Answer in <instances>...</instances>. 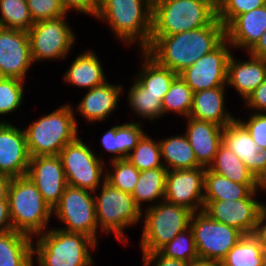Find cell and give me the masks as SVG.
Segmentation results:
<instances>
[{"instance_id": "1", "label": "cell", "mask_w": 266, "mask_h": 266, "mask_svg": "<svg viewBox=\"0 0 266 266\" xmlns=\"http://www.w3.org/2000/svg\"><path fill=\"white\" fill-rule=\"evenodd\" d=\"M225 26L216 19L211 25L166 36H150L144 50L160 66L179 74L224 39Z\"/></svg>"}, {"instance_id": "2", "label": "cell", "mask_w": 266, "mask_h": 266, "mask_svg": "<svg viewBox=\"0 0 266 266\" xmlns=\"http://www.w3.org/2000/svg\"><path fill=\"white\" fill-rule=\"evenodd\" d=\"M152 14L142 0H100L96 18L105 21L114 35L130 46L135 43L144 51L150 42Z\"/></svg>"}, {"instance_id": "3", "label": "cell", "mask_w": 266, "mask_h": 266, "mask_svg": "<svg viewBox=\"0 0 266 266\" xmlns=\"http://www.w3.org/2000/svg\"><path fill=\"white\" fill-rule=\"evenodd\" d=\"M37 237L36 246L33 244V257L37 255L39 266H91L93 264L90 249L96 248L97 242L89 236L53 227L38 234Z\"/></svg>"}, {"instance_id": "4", "label": "cell", "mask_w": 266, "mask_h": 266, "mask_svg": "<svg viewBox=\"0 0 266 266\" xmlns=\"http://www.w3.org/2000/svg\"><path fill=\"white\" fill-rule=\"evenodd\" d=\"M7 199L14 231L36 237L49 229L53 210L27 176L12 178Z\"/></svg>"}, {"instance_id": "5", "label": "cell", "mask_w": 266, "mask_h": 266, "mask_svg": "<svg viewBox=\"0 0 266 266\" xmlns=\"http://www.w3.org/2000/svg\"><path fill=\"white\" fill-rule=\"evenodd\" d=\"M72 108L65 104L27 126L24 133L30 157L59 155L64 146L78 138Z\"/></svg>"}, {"instance_id": "6", "label": "cell", "mask_w": 266, "mask_h": 266, "mask_svg": "<svg viewBox=\"0 0 266 266\" xmlns=\"http://www.w3.org/2000/svg\"><path fill=\"white\" fill-rule=\"evenodd\" d=\"M217 8L207 0H162L153 9L151 36H166L211 25Z\"/></svg>"}, {"instance_id": "7", "label": "cell", "mask_w": 266, "mask_h": 266, "mask_svg": "<svg viewBox=\"0 0 266 266\" xmlns=\"http://www.w3.org/2000/svg\"><path fill=\"white\" fill-rule=\"evenodd\" d=\"M100 187V195L97 193L94 196L98 228L107 234L114 232L120 242L126 243L129 239L124 237V229L140 222L143 212L130 193L113 187L106 180Z\"/></svg>"}, {"instance_id": "8", "label": "cell", "mask_w": 266, "mask_h": 266, "mask_svg": "<svg viewBox=\"0 0 266 266\" xmlns=\"http://www.w3.org/2000/svg\"><path fill=\"white\" fill-rule=\"evenodd\" d=\"M146 210V211H145ZM141 237L142 253L158 251L178 233L190 227L193 212L185 207L158 201L145 209Z\"/></svg>"}, {"instance_id": "9", "label": "cell", "mask_w": 266, "mask_h": 266, "mask_svg": "<svg viewBox=\"0 0 266 266\" xmlns=\"http://www.w3.org/2000/svg\"><path fill=\"white\" fill-rule=\"evenodd\" d=\"M59 156L67 184L92 191L94 195L95 191L99 189L98 186H101L100 184L105 180L106 171L103 170V167L106 165L102 164V157H97L93 150L79 137L64 146Z\"/></svg>"}, {"instance_id": "10", "label": "cell", "mask_w": 266, "mask_h": 266, "mask_svg": "<svg viewBox=\"0 0 266 266\" xmlns=\"http://www.w3.org/2000/svg\"><path fill=\"white\" fill-rule=\"evenodd\" d=\"M92 193L94 192L67 185L59 203L53 208V215L65 224V227L59 229L84 234L97 242L98 224Z\"/></svg>"}, {"instance_id": "11", "label": "cell", "mask_w": 266, "mask_h": 266, "mask_svg": "<svg viewBox=\"0 0 266 266\" xmlns=\"http://www.w3.org/2000/svg\"><path fill=\"white\" fill-rule=\"evenodd\" d=\"M193 232L199 259L221 262L243 237L237 229L212 219L203 210L192 214Z\"/></svg>"}, {"instance_id": "12", "label": "cell", "mask_w": 266, "mask_h": 266, "mask_svg": "<svg viewBox=\"0 0 266 266\" xmlns=\"http://www.w3.org/2000/svg\"><path fill=\"white\" fill-rule=\"evenodd\" d=\"M67 15L35 22L28 31L32 62L64 59L75 43Z\"/></svg>"}, {"instance_id": "13", "label": "cell", "mask_w": 266, "mask_h": 266, "mask_svg": "<svg viewBox=\"0 0 266 266\" xmlns=\"http://www.w3.org/2000/svg\"><path fill=\"white\" fill-rule=\"evenodd\" d=\"M232 48L225 38L215 49L203 55L178 75L192 89L193 93L218 86H226L227 65Z\"/></svg>"}, {"instance_id": "14", "label": "cell", "mask_w": 266, "mask_h": 266, "mask_svg": "<svg viewBox=\"0 0 266 266\" xmlns=\"http://www.w3.org/2000/svg\"><path fill=\"white\" fill-rule=\"evenodd\" d=\"M204 176V167L167 170L164 201L185 207L193 213L202 211Z\"/></svg>"}, {"instance_id": "15", "label": "cell", "mask_w": 266, "mask_h": 266, "mask_svg": "<svg viewBox=\"0 0 266 266\" xmlns=\"http://www.w3.org/2000/svg\"><path fill=\"white\" fill-rule=\"evenodd\" d=\"M257 192L252 191L240 200L204 201L203 211L215 221L233 227L243 235H251L262 205L261 201L255 199Z\"/></svg>"}, {"instance_id": "16", "label": "cell", "mask_w": 266, "mask_h": 266, "mask_svg": "<svg viewBox=\"0 0 266 266\" xmlns=\"http://www.w3.org/2000/svg\"><path fill=\"white\" fill-rule=\"evenodd\" d=\"M32 64L28 32L0 26V77L24 81Z\"/></svg>"}, {"instance_id": "17", "label": "cell", "mask_w": 266, "mask_h": 266, "mask_svg": "<svg viewBox=\"0 0 266 266\" xmlns=\"http://www.w3.org/2000/svg\"><path fill=\"white\" fill-rule=\"evenodd\" d=\"M26 176L36 185L44 201L53 210L68 185L60 156L31 157Z\"/></svg>"}, {"instance_id": "18", "label": "cell", "mask_w": 266, "mask_h": 266, "mask_svg": "<svg viewBox=\"0 0 266 266\" xmlns=\"http://www.w3.org/2000/svg\"><path fill=\"white\" fill-rule=\"evenodd\" d=\"M30 158L24 130L0 120V173L11 178L26 176Z\"/></svg>"}, {"instance_id": "19", "label": "cell", "mask_w": 266, "mask_h": 266, "mask_svg": "<svg viewBox=\"0 0 266 266\" xmlns=\"http://www.w3.org/2000/svg\"><path fill=\"white\" fill-rule=\"evenodd\" d=\"M223 143L245 163L254 177L266 186V149H259L248 131L237 120L224 127Z\"/></svg>"}, {"instance_id": "20", "label": "cell", "mask_w": 266, "mask_h": 266, "mask_svg": "<svg viewBox=\"0 0 266 266\" xmlns=\"http://www.w3.org/2000/svg\"><path fill=\"white\" fill-rule=\"evenodd\" d=\"M187 119L185 135L193 148L198 164L208 168L213 163L219 146L223 143L224 128L192 117Z\"/></svg>"}, {"instance_id": "21", "label": "cell", "mask_w": 266, "mask_h": 266, "mask_svg": "<svg viewBox=\"0 0 266 266\" xmlns=\"http://www.w3.org/2000/svg\"><path fill=\"white\" fill-rule=\"evenodd\" d=\"M266 31V4L236 16L226 27L225 35L233 48L246 49L256 45Z\"/></svg>"}, {"instance_id": "22", "label": "cell", "mask_w": 266, "mask_h": 266, "mask_svg": "<svg viewBox=\"0 0 266 266\" xmlns=\"http://www.w3.org/2000/svg\"><path fill=\"white\" fill-rule=\"evenodd\" d=\"M248 56L250 60L242 62L231 54L227 65L226 85L234 88L243 100L266 78V59Z\"/></svg>"}, {"instance_id": "23", "label": "cell", "mask_w": 266, "mask_h": 266, "mask_svg": "<svg viewBox=\"0 0 266 266\" xmlns=\"http://www.w3.org/2000/svg\"><path fill=\"white\" fill-rule=\"evenodd\" d=\"M122 88V85H112L105 81L88 90L76 107L77 112L79 111L88 122L106 120L108 115H111L117 108Z\"/></svg>"}, {"instance_id": "24", "label": "cell", "mask_w": 266, "mask_h": 266, "mask_svg": "<svg viewBox=\"0 0 266 266\" xmlns=\"http://www.w3.org/2000/svg\"><path fill=\"white\" fill-rule=\"evenodd\" d=\"M225 86H218L213 89H205L193 93V106L189 117L212 122L221 127L236 120L227 112L225 102Z\"/></svg>"}, {"instance_id": "25", "label": "cell", "mask_w": 266, "mask_h": 266, "mask_svg": "<svg viewBox=\"0 0 266 266\" xmlns=\"http://www.w3.org/2000/svg\"><path fill=\"white\" fill-rule=\"evenodd\" d=\"M208 168L233 182L246 184L252 191H258L259 188L266 191V186L254 177L245 163L224 143L219 146L214 161Z\"/></svg>"}, {"instance_id": "26", "label": "cell", "mask_w": 266, "mask_h": 266, "mask_svg": "<svg viewBox=\"0 0 266 266\" xmlns=\"http://www.w3.org/2000/svg\"><path fill=\"white\" fill-rule=\"evenodd\" d=\"M64 81L69 85L92 89L107 81L101 62L93 50H86L72 61L65 72Z\"/></svg>"}, {"instance_id": "27", "label": "cell", "mask_w": 266, "mask_h": 266, "mask_svg": "<svg viewBox=\"0 0 266 266\" xmlns=\"http://www.w3.org/2000/svg\"><path fill=\"white\" fill-rule=\"evenodd\" d=\"M32 240L14 230L0 233V266H34Z\"/></svg>"}, {"instance_id": "28", "label": "cell", "mask_w": 266, "mask_h": 266, "mask_svg": "<svg viewBox=\"0 0 266 266\" xmlns=\"http://www.w3.org/2000/svg\"><path fill=\"white\" fill-rule=\"evenodd\" d=\"M163 165L167 170L194 169L198 164L193 148L185 134L160 140Z\"/></svg>"}, {"instance_id": "29", "label": "cell", "mask_w": 266, "mask_h": 266, "mask_svg": "<svg viewBox=\"0 0 266 266\" xmlns=\"http://www.w3.org/2000/svg\"><path fill=\"white\" fill-rule=\"evenodd\" d=\"M166 174L167 169L165 167L140 171L139 179L131 195L141 211H143L141 208L143 202H153V205H148L151 207L156 205L154 202L156 200L164 201Z\"/></svg>"}, {"instance_id": "30", "label": "cell", "mask_w": 266, "mask_h": 266, "mask_svg": "<svg viewBox=\"0 0 266 266\" xmlns=\"http://www.w3.org/2000/svg\"><path fill=\"white\" fill-rule=\"evenodd\" d=\"M252 190L246 184H240L205 168L204 201L245 199Z\"/></svg>"}, {"instance_id": "31", "label": "cell", "mask_w": 266, "mask_h": 266, "mask_svg": "<svg viewBox=\"0 0 266 266\" xmlns=\"http://www.w3.org/2000/svg\"><path fill=\"white\" fill-rule=\"evenodd\" d=\"M140 52H142L144 63L135 78L147 88V92L153 95H161L163 99L178 74L169 68L160 66L145 51L141 50Z\"/></svg>"}, {"instance_id": "32", "label": "cell", "mask_w": 266, "mask_h": 266, "mask_svg": "<svg viewBox=\"0 0 266 266\" xmlns=\"http://www.w3.org/2000/svg\"><path fill=\"white\" fill-rule=\"evenodd\" d=\"M265 254L266 251L252 234L243 235L220 264L222 266H263Z\"/></svg>"}, {"instance_id": "33", "label": "cell", "mask_w": 266, "mask_h": 266, "mask_svg": "<svg viewBox=\"0 0 266 266\" xmlns=\"http://www.w3.org/2000/svg\"><path fill=\"white\" fill-rule=\"evenodd\" d=\"M128 93V101L131 109L138 116L147 118L151 122L163 117L162 98L161 95H153L147 92L145 88L136 78Z\"/></svg>"}, {"instance_id": "34", "label": "cell", "mask_w": 266, "mask_h": 266, "mask_svg": "<svg viewBox=\"0 0 266 266\" xmlns=\"http://www.w3.org/2000/svg\"><path fill=\"white\" fill-rule=\"evenodd\" d=\"M193 106V91L178 75L162 100L163 116L168 112L189 117Z\"/></svg>"}, {"instance_id": "35", "label": "cell", "mask_w": 266, "mask_h": 266, "mask_svg": "<svg viewBox=\"0 0 266 266\" xmlns=\"http://www.w3.org/2000/svg\"><path fill=\"white\" fill-rule=\"evenodd\" d=\"M153 140L144 134L126 158L139 171L164 167L160 143Z\"/></svg>"}, {"instance_id": "36", "label": "cell", "mask_w": 266, "mask_h": 266, "mask_svg": "<svg viewBox=\"0 0 266 266\" xmlns=\"http://www.w3.org/2000/svg\"><path fill=\"white\" fill-rule=\"evenodd\" d=\"M0 26L29 31L34 25L26 0H0Z\"/></svg>"}, {"instance_id": "37", "label": "cell", "mask_w": 266, "mask_h": 266, "mask_svg": "<svg viewBox=\"0 0 266 266\" xmlns=\"http://www.w3.org/2000/svg\"><path fill=\"white\" fill-rule=\"evenodd\" d=\"M158 252L167 258L187 263L199 259L193 232L190 227L178 233L170 242L160 248Z\"/></svg>"}, {"instance_id": "38", "label": "cell", "mask_w": 266, "mask_h": 266, "mask_svg": "<svg viewBox=\"0 0 266 266\" xmlns=\"http://www.w3.org/2000/svg\"><path fill=\"white\" fill-rule=\"evenodd\" d=\"M112 172L105 174V180L113 187L127 193H132L139 179L140 171L127 159L111 161Z\"/></svg>"}, {"instance_id": "39", "label": "cell", "mask_w": 266, "mask_h": 266, "mask_svg": "<svg viewBox=\"0 0 266 266\" xmlns=\"http://www.w3.org/2000/svg\"><path fill=\"white\" fill-rule=\"evenodd\" d=\"M24 81L0 77V115H7L20 107L23 101Z\"/></svg>"}, {"instance_id": "40", "label": "cell", "mask_w": 266, "mask_h": 266, "mask_svg": "<svg viewBox=\"0 0 266 266\" xmlns=\"http://www.w3.org/2000/svg\"><path fill=\"white\" fill-rule=\"evenodd\" d=\"M265 4L266 0H223L217 8V19L226 27L236 16Z\"/></svg>"}, {"instance_id": "41", "label": "cell", "mask_w": 266, "mask_h": 266, "mask_svg": "<svg viewBox=\"0 0 266 266\" xmlns=\"http://www.w3.org/2000/svg\"><path fill=\"white\" fill-rule=\"evenodd\" d=\"M33 22L66 15L60 0H26Z\"/></svg>"}, {"instance_id": "42", "label": "cell", "mask_w": 266, "mask_h": 266, "mask_svg": "<svg viewBox=\"0 0 266 266\" xmlns=\"http://www.w3.org/2000/svg\"><path fill=\"white\" fill-rule=\"evenodd\" d=\"M141 123L129 122L119 125V141L121 147V159H126L129 153L139 143L142 136L145 134Z\"/></svg>"}, {"instance_id": "43", "label": "cell", "mask_w": 266, "mask_h": 266, "mask_svg": "<svg viewBox=\"0 0 266 266\" xmlns=\"http://www.w3.org/2000/svg\"><path fill=\"white\" fill-rule=\"evenodd\" d=\"M248 117V121L236 120L248 131L259 149H266V113L255 111Z\"/></svg>"}, {"instance_id": "44", "label": "cell", "mask_w": 266, "mask_h": 266, "mask_svg": "<svg viewBox=\"0 0 266 266\" xmlns=\"http://www.w3.org/2000/svg\"><path fill=\"white\" fill-rule=\"evenodd\" d=\"M66 13L71 9L87 15L95 16L99 10L100 0H60ZM68 11V12H67Z\"/></svg>"}, {"instance_id": "45", "label": "cell", "mask_w": 266, "mask_h": 266, "mask_svg": "<svg viewBox=\"0 0 266 266\" xmlns=\"http://www.w3.org/2000/svg\"><path fill=\"white\" fill-rule=\"evenodd\" d=\"M102 147L109 153H112L114 157L111 161L121 159V147L119 141V125H114L105 132L101 139Z\"/></svg>"}, {"instance_id": "46", "label": "cell", "mask_w": 266, "mask_h": 266, "mask_svg": "<svg viewBox=\"0 0 266 266\" xmlns=\"http://www.w3.org/2000/svg\"><path fill=\"white\" fill-rule=\"evenodd\" d=\"M246 106L250 109L266 113V78L265 80L247 97Z\"/></svg>"}, {"instance_id": "47", "label": "cell", "mask_w": 266, "mask_h": 266, "mask_svg": "<svg viewBox=\"0 0 266 266\" xmlns=\"http://www.w3.org/2000/svg\"><path fill=\"white\" fill-rule=\"evenodd\" d=\"M143 266H188L189 263L167 258L161 255L158 251L151 253H143ZM154 263V264H153Z\"/></svg>"}, {"instance_id": "48", "label": "cell", "mask_w": 266, "mask_h": 266, "mask_svg": "<svg viewBox=\"0 0 266 266\" xmlns=\"http://www.w3.org/2000/svg\"><path fill=\"white\" fill-rule=\"evenodd\" d=\"M258 241L259 244L266 251V204L262 203L258 218L255 226V230L252 234Z\"/></svg>"}, {"instance_id": "49", "label": "cell", "mask_w": 266, "mask_h": 266, "mask_svg": "<svg viewBox=\"0 0 266 266\" xmlns=\"http://www.w3.org/2000/svg\"><path fill=\"white\" fill-rule=\"evenodd\" d=\"M13 231L8 200H0V233Z\"/></svg>"}, {"instance_id": "50", "label": "cell", "mask_w": 266, "mask_h": 266, "mask_svg": "<svg viewBox=\"0 0 266 266\" xmlns=\"http://www.w3.org/2000/svg\"><path fill=\"white\" fill-rule=\"evenodd\" d=\"M248 54L257 58L266 59V31Z\"/></svg>"}, {"instance_id": "51", "label": "cell", "mask_w": 266, "mask_h": 266, "mask_svg": "<svg viewBox=\"0 0 266 266\" xmlns=\"http://www.w3.org/2000/svg\"><path fill=\"white\" fill-rule=\"evenodd\" d=\"M12 178L0 173V200H8V188Z\"/></svg>"}, {"instance_id": "52", "label": "cell", "mask_w": 266, "mask_h": 266, "mask_svg": "<svg viewBox=\"0 0 266 266\" xmlns=\"http://www.w3.org/2000/svg\"><path fill=\"white\" fill-rule=\"evenodd\" d=\"M188 266H220L219 262L197 259L189 263Z\"/></svg>"}, {"instance_id": "53", "label": "cell", "mask_w": 266, "mask_h": 266, "mask_svg": "<svg viewBox=\"0 0 266 266\" xmlns=\"http://www.w3.org/2000/svg\"><path fill=\"white\" fill-rule=\"evenodd\" d=\"M145 2L150 8L154 9L157 5H159L162 0H142Z\"/></svg>"}, {"instance_id": "54", "label": "cell", "mask_w": 266, "mask_h": 266, "mask_svg": "<svg viewBox=\"0 0 266 266\" xmlns=\"http://www.w3.org/2000/svg\"><path fill=\"white\" fill-rule=\"evenodd\" d=\"M210 2L215 8H218V6L223 2V0H207Z\"/></svg>"}, {"instance_id": "55", "label": "cell", "mask_w": 266, "mask_h": 266, "mask_svg": "<svg viewBox=\"0 0 266 266\" xmlns=\"http://www.w3.org/2000/svg\"><path fill=\"white\" fill-rule=\"evenodd\" d=\"M263 266H266V254H265V256H264Z\"/></svg>"}]
</instances>
